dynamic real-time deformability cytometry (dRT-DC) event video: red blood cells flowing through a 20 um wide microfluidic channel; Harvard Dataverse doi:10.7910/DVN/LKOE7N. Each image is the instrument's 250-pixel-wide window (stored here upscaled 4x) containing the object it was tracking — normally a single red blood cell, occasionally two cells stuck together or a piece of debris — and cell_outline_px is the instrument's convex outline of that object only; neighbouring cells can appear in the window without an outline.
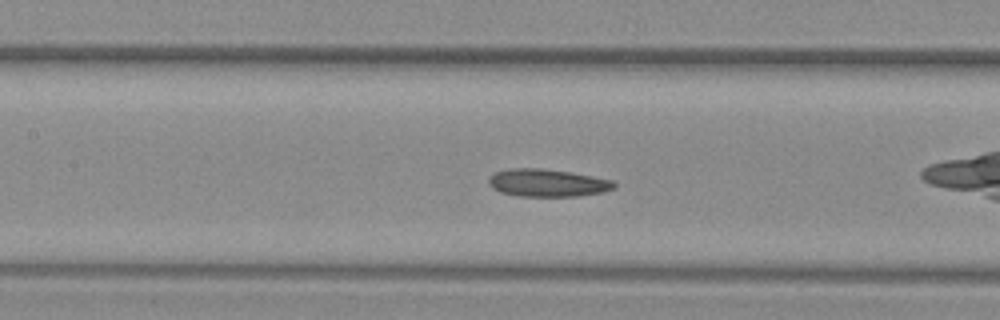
{"species": "common noctule bat (a hibernating species)", "species_latin": "Nyctalus noctula", "temperature_condition": "warm", "stored_images_in_passage": 50, "camera_frame_rate_fps": 3000, "um_per_image_px": 0.085, "animal": {"sex": "female", "body_mass_g": 29.2, "forearm_length_mm": 56.3}, "frame": {"image": 1, "passage_image": 22, "time_ms": 7.0, "image_size_px": [1000, 320], "cell_outline_px": [[616, 188], [604, 192], [576, 196], [516, 196], [500, 192], [492, 188], [488, 184], [488, 180], [496, 172], [508, 168], [540, 168], [572, 172], [612, 180], [616, 184]], "centroid_in_image_um": [46.53, 15.54], "position_along_channel_um": 160.9, "area_um2": 20.29}, "authors_computed_cell_mechanics": {"area_um2": 20.6635, "velocity_mm_per_s": 4.048, "shape_relaxation_time_tau1_ms": null, "shape_relaxation_time_tau2_ms": 4.4749, "deformation_change_tau1": null, "deformation_change_tau2": 0.123}}